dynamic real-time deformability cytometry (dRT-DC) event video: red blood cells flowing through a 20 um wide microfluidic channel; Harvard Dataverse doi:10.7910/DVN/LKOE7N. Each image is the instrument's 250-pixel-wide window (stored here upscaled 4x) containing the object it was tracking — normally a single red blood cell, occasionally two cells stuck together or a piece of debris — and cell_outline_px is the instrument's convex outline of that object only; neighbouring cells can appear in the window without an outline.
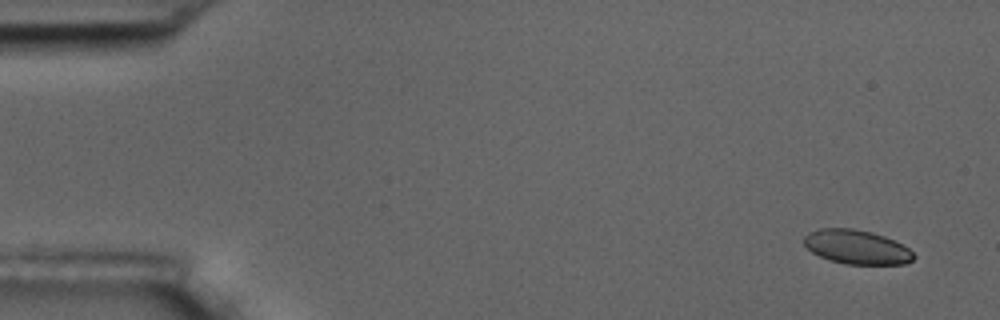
{"species": "common noctule bat (a hibernating species)", "species_latin": "Nyctalus noctula", "temperature_condition": "room temperature", "stored_images_in_passage": 5, "camera_frame_rate_fps": 3000, "um_per_image_px": 0.085, "animal": {"sex": "male", "body_mass_g": 17.5, "forearm_length_mm": 52.3}, "frame": {"image": 1, "passage_image": 1, "time_ms": 0.0, "image_size_px": [1000, 320], "cell_outline_px": [[916, 256], [912, 260], [904, 264], [844, 264], [820, 256], [812, 252], [804, 244], [804, 236], [808, 232], [820, 228], [852, 228], [872, 232], [884, 236], [908, 248]], "centroid_in_image_um": [72.8, 20.99], "position_along_channel_um": 12.2, "area_um2": 21.68}}
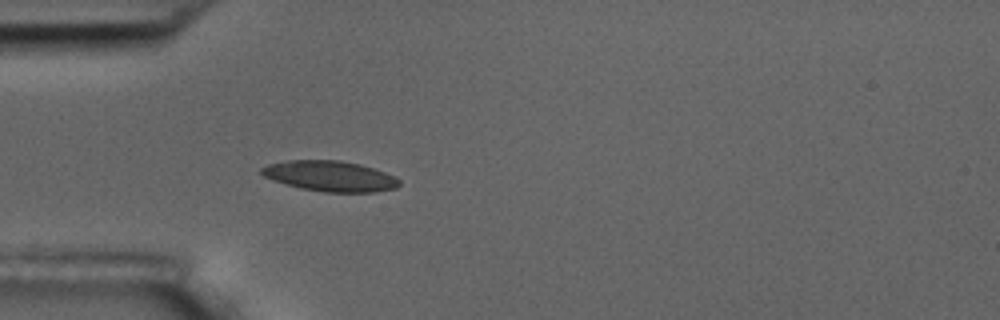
{"frame": {"image": 2, "passage_image": 5, "time_ms": 4.667, "image_size_px": [1000, 320], "cell_outline_px": [[400, 184], [396, 188], [376, 192], [324, 192], [300, 188], [272, 180], [264, 176], [260, 172], [260, 168], [268, 164], [288, 160], [340, 160], [360, 164], [396, 176], [400, 180]], "centroid_in_image_um": [28.06, 14.97], "position_along_channel_um": 56.9, "area_um2": 24.57}}